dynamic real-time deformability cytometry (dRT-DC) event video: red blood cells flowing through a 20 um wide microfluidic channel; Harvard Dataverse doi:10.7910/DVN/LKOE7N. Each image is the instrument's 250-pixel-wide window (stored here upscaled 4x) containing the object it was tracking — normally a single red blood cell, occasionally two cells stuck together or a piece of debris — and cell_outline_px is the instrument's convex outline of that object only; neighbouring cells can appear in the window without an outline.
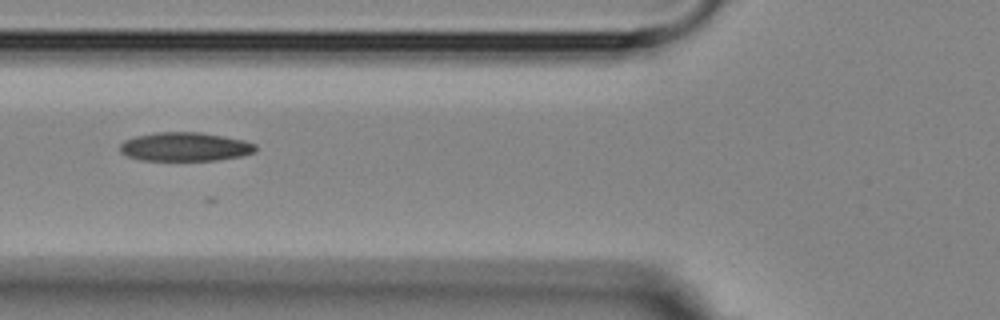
{"species": "Egyptian fruit bat (a non-hibernating species)", "species_latin": "Rousettus aegyptiacus", "temperature_condition": "room temperature", "stored_images_in_passage": 7, "camera_frame_rate_fps": 3000, "um_per_image_px": 0.085, "animal": {"sex": "female"}, "frame": {"image": 1, "passage_image": 6, "time_ms": 6.0, "image_size_px": [1000, 320], "cell_outline_px": [[256, 152], [240, 156], [216, 160], [140, 160], [128, 156], [120, 152], [120, 144], [124, 140], [136, 136], [156, 132], [200, 132], [224, 136], [244, 140], [256, 144]], "centroid_in_image_um": [15.73, 12.47], "position_along_channel_um": 110.1, "area_um2": 22.77}}
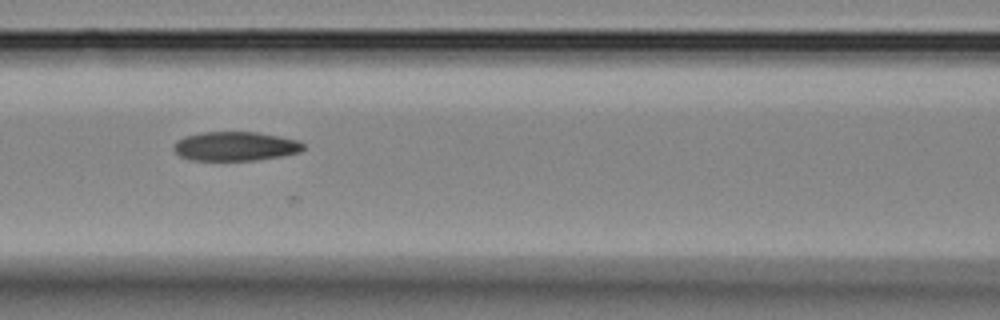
{"frame": {"image": 2, "passage_image": 7, "time_ms": 7.0, "image_size_px": [1000, 320], "cell_outline_px": [[304, 148], [300, 152], [284, 156], [256, 160], [188, 160], [180, 156], [172, 148], [176, 140], [184, 136], [200, 132], [256, 132], [300, 140], [304, 144]], "centroid_in_image_um": [20.0, 12.43], "position_along_channel_um": 146.6, "area_um2": 22.25}}